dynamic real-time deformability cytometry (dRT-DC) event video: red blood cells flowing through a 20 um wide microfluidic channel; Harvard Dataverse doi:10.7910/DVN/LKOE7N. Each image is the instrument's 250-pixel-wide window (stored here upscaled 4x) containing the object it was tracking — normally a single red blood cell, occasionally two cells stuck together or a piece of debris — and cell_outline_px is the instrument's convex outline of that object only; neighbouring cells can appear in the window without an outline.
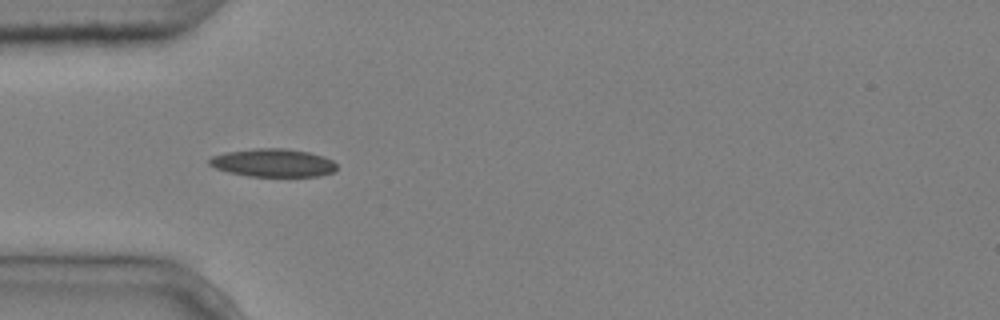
{"species": "common noctule bat (a hibernating species)", "species_latin": "Nyctalus noctula", "temperature_condition": "cold", "stored_images_in_passage": 5, "camera_frame_rate_fps": 3000, "um_per_image_px": 0.085, "animal": {"sex": "male", "body_mass_g": 20.4}, "frame": {"image": 1, "passage_image": 5, "time_ms": 1.333, "image_size_px": [1000, 320], "cell_outline_px": [[336, 172], [320, 176], [248, 176], [228, 172], [216, 168], [208, 164], [208, 160], [212, 156], [224, 152], [252, 148], [288, 148], [308, 152], [324, 156], [332, 160], [336, 164]], "centroid_in_image_um": [23.21, 13.83], "position_along_channel_um": 61.8, "area_um2": 21.1}}